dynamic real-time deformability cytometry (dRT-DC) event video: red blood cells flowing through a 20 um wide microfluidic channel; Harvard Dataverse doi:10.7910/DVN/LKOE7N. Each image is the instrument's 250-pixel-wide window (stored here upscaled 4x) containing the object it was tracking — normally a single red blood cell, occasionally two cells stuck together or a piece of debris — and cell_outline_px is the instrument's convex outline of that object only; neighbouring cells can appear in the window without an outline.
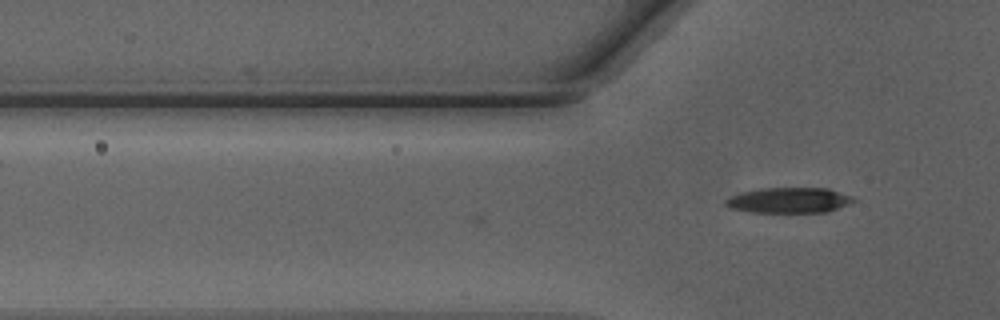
{"species": "Egyptian fruit bat (a non-hibernating species)", "species_latin": "Rousettus aegyptiacus", "temperature_condition": "warm", "stored_images_in_passage": 7, "camera_frame_rate_fps": 3000, "um_per_image_px": 0.085, "animal": {"sex": "male"}, "frame": {"image": 1, "passage_image": 7, "time_ms": 2.0, "image_size_px": [1000, 320], "cell_outline_px": [[856, 200], [848, 204], [828, 212], [748, 212], [732, 208], [724, 204], [724, 200], [728, 196], [740, 192], [760, 188], [828, 188], [852, 196]], "centroid_in_image_um": [67.03, 17.01], "position_along_channel_um": 58.8, "area_um2": 19.07}}